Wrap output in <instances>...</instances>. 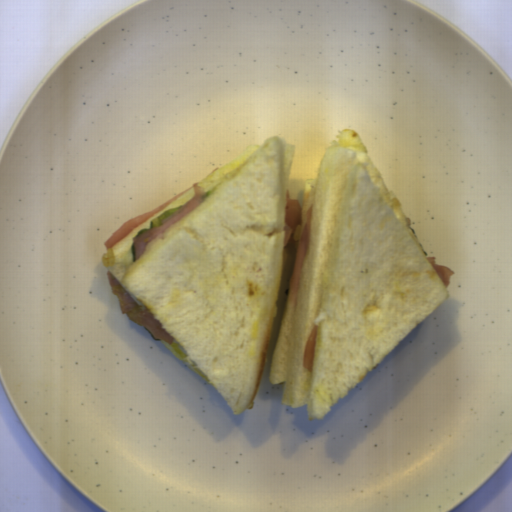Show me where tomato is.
<instances>
[{"label": "tomato", "instance_id": "obj_1", "mask_svg": "<svg viewBox=\"0 0 512 512\" xmlns=\"http://www.w3.org/2000/svg\"><path fill=\"white\" fill-rule=\"evenodd\" d=\"M270 340H271V335L268 334L251 402H253V400H254V398H255V396H256L259 388H260V384H261V380H262V376H263V372H264V367H265V361H266V357H267L268 350H269V347H270Z\"/></svg>", "mask_w": 512, "mask_h": 512}]
</instances>
